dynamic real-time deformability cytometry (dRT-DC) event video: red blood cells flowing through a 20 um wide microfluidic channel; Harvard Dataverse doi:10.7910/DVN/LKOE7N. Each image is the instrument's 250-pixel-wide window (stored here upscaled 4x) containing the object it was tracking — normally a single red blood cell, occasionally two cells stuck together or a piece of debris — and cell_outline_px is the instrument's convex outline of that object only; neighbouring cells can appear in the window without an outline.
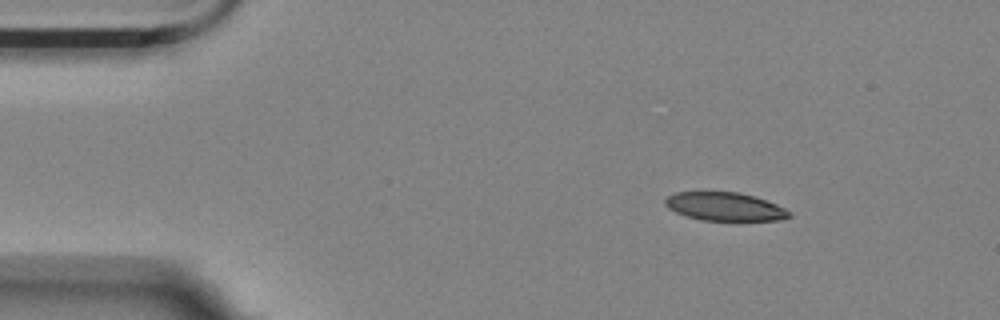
{"species": "Egyptian fruit bat (a non-hibernating species)", "species_latin": "Rousettus aegyptiacus", "temperature_condition": "room temperature", "stored_images_in_passage": 17, "camera_frame_rate_fps": 3000, "um_per_image_px": 0.085, "animal": {"sex": "female"}, "frame": {"image": 1, "passage_image": 1, "time_ms": 0.0, "image_size_px": [1000, 320], "cell_outline_px": [[792, 216], [784, 220], [700, 220], [676, 212], [668, 208], [664, 204], [664, 200], [668, 196], [676, 192], [736, 192], [752, 196], [776, 204], [792, 212]], "centroid_in_image_um": [61.62, 17.57], "position_along_channel_um": 23.4, "area_um2": 20.35}}
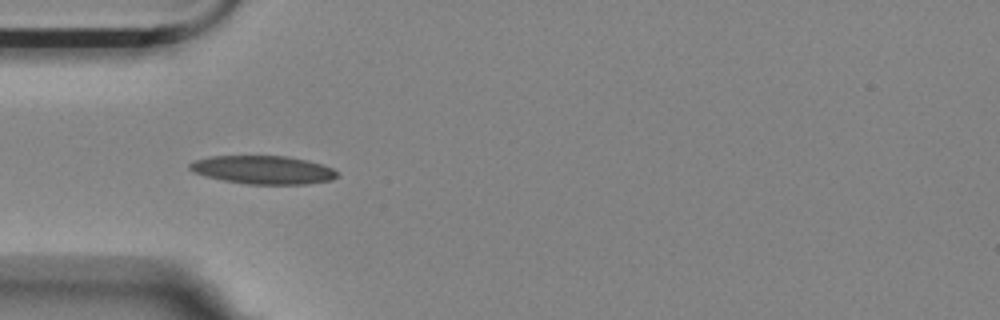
{"frame": {"image": 2, "passage_image": 10, "time_ms": 3.0, "image_size_px": [1000, 320], "cell_outline_px": [[336, 176], [332, 180], [308, 184], [248, 184], [224, 180], [204, 176], [192, 172], [188, 168], [188, 164], [196, 160], [212, 156], [288, 156], [308, 160], [332, 168], [336, 172]], "centroid_in_image_um": [22.34, 14.44], "position_along_channel_um": 62.7, "area_um2": 24.28}}
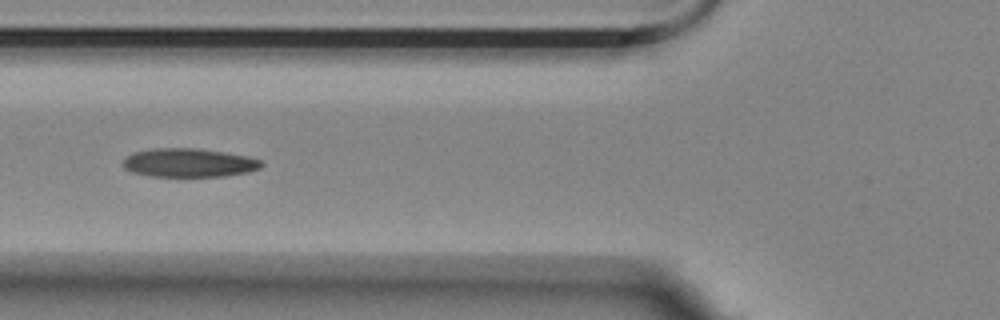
{"frame": {"image": 3, "passage_image": 14, "time_ms": 4.333, "image_size_px": [1000, 320], "cell_outline_px": [[264, 164], [260, 168], [248, 172], [224, 176], [148, 176], [132, 172], [124, 168], [124, 160], [132, 152], [152, 148], [196, 148], [224, 152], [248, 156], [260, 160]], "centroid_in_image_um": [16.06, 13.83], "position_along_channel_um": 109.7, "area_um2": 23.12}}